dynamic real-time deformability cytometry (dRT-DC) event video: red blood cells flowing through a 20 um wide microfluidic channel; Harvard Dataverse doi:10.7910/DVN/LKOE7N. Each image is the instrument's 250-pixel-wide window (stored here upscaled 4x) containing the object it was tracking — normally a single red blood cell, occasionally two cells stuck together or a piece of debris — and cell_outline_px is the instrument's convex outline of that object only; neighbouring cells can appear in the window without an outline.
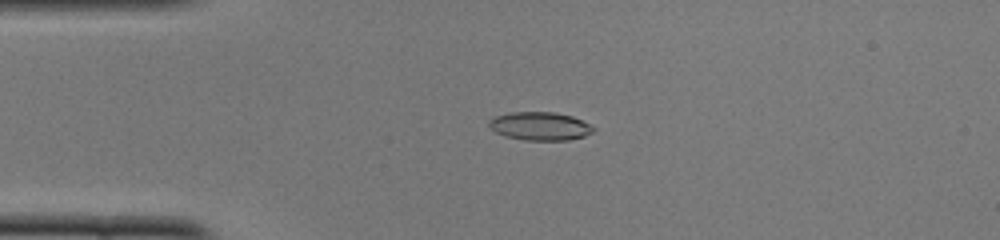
{"species": "common noctule bat (a hibernating species)", "species_latin": "Nyctalus noctula", "temperature_condition": "cold", "stored_images_in_passage": 50, "camera_frame_rate_fps": 3000, "um_per_image_px": 0.085, "animal": {"sex": "female", "body_mass_g": 22.0, "forearm_length_mm": 56.7}, "frame": {"image": 1, "passage_image": 12, "time_ms": 3.667, "image_size_px": [1000, 240], "cell_outline_px": [[596, 128], [592, 132], [584, 136], [568, 140], [524, 140], [504, 136], [488, 128], [488, 120], [496, 116], [512, 112], [552, 112], [572, 116]], "centroid_in_image_um": [45.85, 10.73], "position_along_channel_um": 39.1, "area_um2": 17.17}}
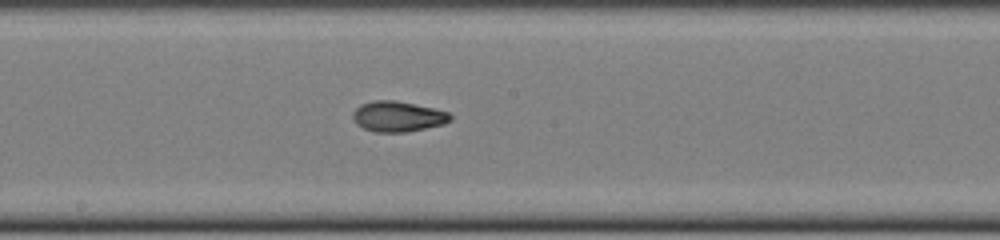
{"frame": {"image": 2, "passage_image": 27, "time_ms": 8.667, "image_size_px": [1000, 240], "cell_outline_px": [[452, 120], [444, 124], [404, 132], [376, 132], [364, 128], [356, 124], [352, 116], [352, 112], [360, 104], [372, 100], [396, 100], [432, 108], [448, 112], [452, 116]], "centroid_in_image_um": [33.79, 9.89], "position_along_channel_um": 214.4, "area_um2": 17.28}}
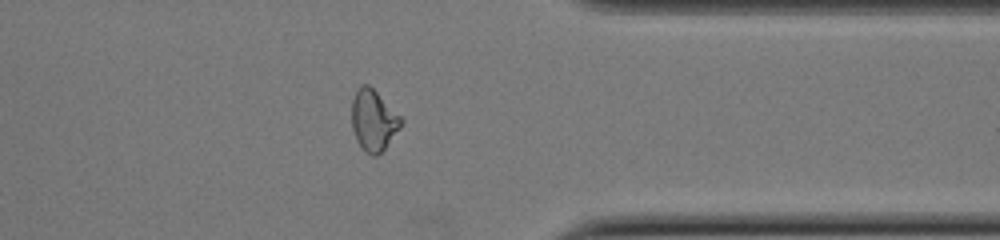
{"frame": {"image": 3, "passage_image": 40, "time_ms": 13.0, "image_size_px": [1000, 240], "cell_outline_px": [[404, 120], [400, 128], [384, 148], [376, 156], [372, 156], [364, 152], [356, 140], [352, 128], [352, 100], [356, 92], [364, 84], [368, 84]], "centroid_in_image_um": [31.73, 10.26], "position_along_channel_um": 379.7, "area_um2": 17.22}, "authors_computed_cell_mechanics": {"area_um2": 17.1088, "velocity_mm_per_s": 4.0118, "shape_relaxation_time_tau1_ms": 6.1126, "shape_relaxation_time_tau2_ms": 2.7691, "deformation_change_tau1": 0.2093, "deformation_change_tau2": 0.0709}}